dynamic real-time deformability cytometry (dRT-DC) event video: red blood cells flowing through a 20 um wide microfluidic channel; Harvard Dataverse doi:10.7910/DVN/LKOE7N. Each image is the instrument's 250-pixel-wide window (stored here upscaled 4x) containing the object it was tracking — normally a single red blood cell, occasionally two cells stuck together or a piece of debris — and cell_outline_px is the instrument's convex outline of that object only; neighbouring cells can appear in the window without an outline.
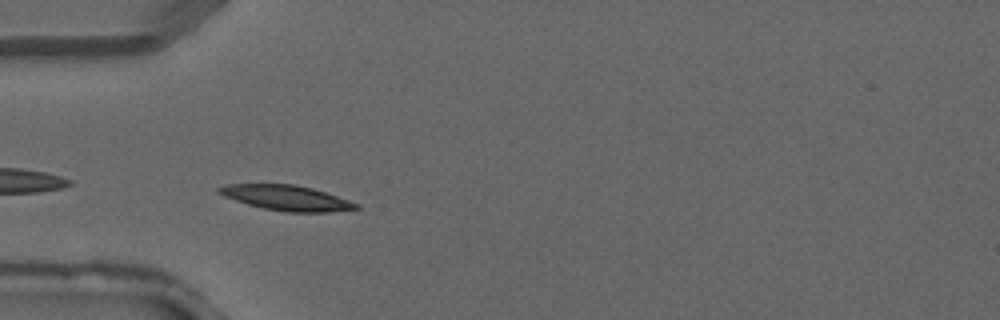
{"species": "common noctule bat (a hibernating species)", "species_latin": "Nyctalus noctula", "temperature_condition": "warm", "stored_images_in_passage": 2, "camera_frame_rate_fps": 3000, "um_per_image_px": 0.085, "animal": {"sex": "male", "forearm_length_mm": 52.5}, "frame": {"image": 1, "passage_image": 2, "time_ms": 0.333, "image_size_px": [1000, 320], "cell_outline_px": [[360, 208], [328, 212], [284, 212], [264, 208], [248, 204], [224, 196], [216, 192], [216, 188], [228, 184], [292, 184], [312, 188], [360, 204]], "centroid_in_image_um": [24.34, 16.82], "position_along_channel_um": 60.7, "area_um2": 19.94}}